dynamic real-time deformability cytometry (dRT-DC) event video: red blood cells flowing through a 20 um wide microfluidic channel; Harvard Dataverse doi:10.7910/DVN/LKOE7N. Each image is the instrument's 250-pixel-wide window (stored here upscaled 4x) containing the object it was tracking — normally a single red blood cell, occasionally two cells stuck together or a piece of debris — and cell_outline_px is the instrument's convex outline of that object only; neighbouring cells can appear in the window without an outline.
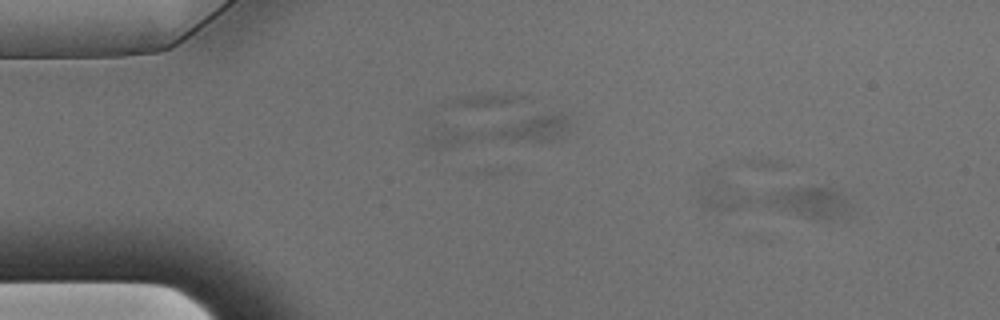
{"species": "Egyptian fruit bat (a non-hibernating species)", "species_latin": "Rousettus aegyptiacus", "temperature_condition": "warm", "stored_images_in_passage": 4, "segment_of_instrument_passage": [3, 3], "camera_frame_rate_fps": 3000, "um_per_image_px": 0.085, "animal": {"sex": "male"}, "frame": {"image": 1, "passage_image": 4, "time_ms": 1.0, "image_size_px": [1000, 320], "cell_outline_px": [[852, 216], [832, 220], [824, 220], [804, 216], [780, 208], [764, 200], [772, 192], [784, 188], [832, 188], [840, 192], [844, 196], [848, 204]], "centroid_in_image_um": [69.01, 17.22], "position_along_channel_um": 16.0, "area_um2": 14.62}}